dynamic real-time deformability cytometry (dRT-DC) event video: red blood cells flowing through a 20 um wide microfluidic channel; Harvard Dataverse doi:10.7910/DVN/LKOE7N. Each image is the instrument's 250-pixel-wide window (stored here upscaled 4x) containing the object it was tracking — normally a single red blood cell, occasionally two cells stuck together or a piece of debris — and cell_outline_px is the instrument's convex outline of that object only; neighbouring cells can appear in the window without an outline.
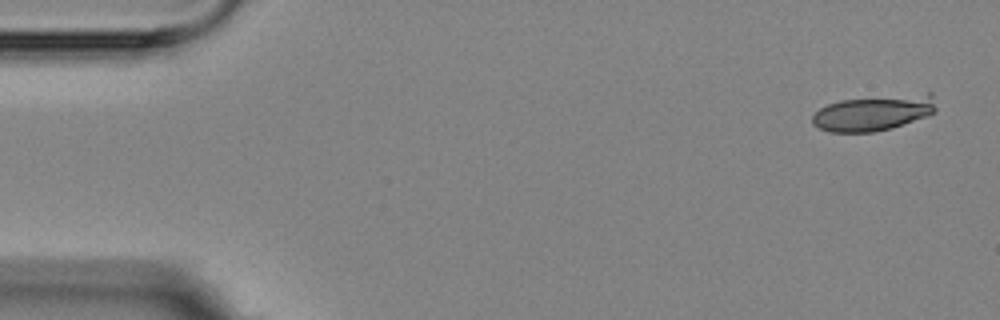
{"species": "Egyptian fruit bat (a non-hibernating species)", "species_latin": "Rousettus aegyptiacus", "temperature_condition": "room temperature", "stored_images_in_passage": 4, "camera_frame_rate_fps": 3000, "um_per_image_px": 0.085, "animal": {"sex": "female"}, "frame": {"image": 1, "passage_image": 1, "time_ms": 0.0, "image_size_px": [1000, 320], "cell_outline_px": [[936, 112], [928, 116], [892, 128], [872, 132], [828, 132], [812, 124], [812, 116], [820, 108], [828, 104], [840, 100], [928, 92], [932, 92], [936, 108]], "centroid_in_image_um": [74.29, 9.59], "position_along_channel_um": 10.7, "area_um2": 25.84}}
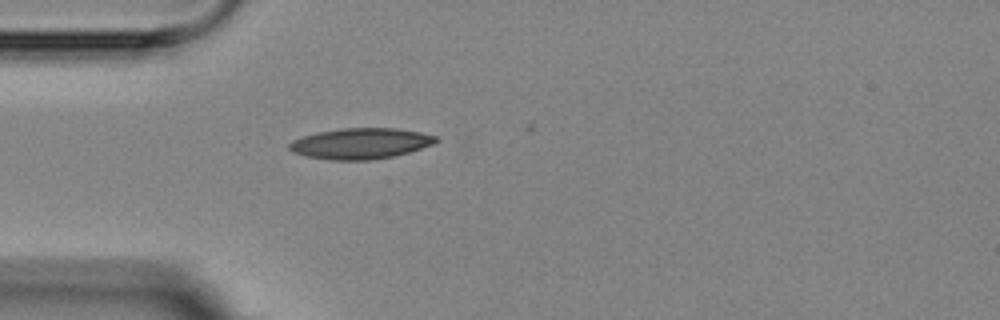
{"frame": {"image": 2, "passage_image": 4, "time_ms": 4.333, "image_size_px": [1000, 320], "cell_outline_px": [[440, 140], [432, 144], [408, 152], [392, 156], [368, 160], [332, 160], [308, 156], [292, 152], [288, 148], [288, 144], [292, 140], [316, 132], [340, 128], [396, 128], [420, 132], [436, 136]], "centroid_in_image_um": [30.63, 12.19], "position_along_channel_um": 54.4, "area_um2": 26.18}}